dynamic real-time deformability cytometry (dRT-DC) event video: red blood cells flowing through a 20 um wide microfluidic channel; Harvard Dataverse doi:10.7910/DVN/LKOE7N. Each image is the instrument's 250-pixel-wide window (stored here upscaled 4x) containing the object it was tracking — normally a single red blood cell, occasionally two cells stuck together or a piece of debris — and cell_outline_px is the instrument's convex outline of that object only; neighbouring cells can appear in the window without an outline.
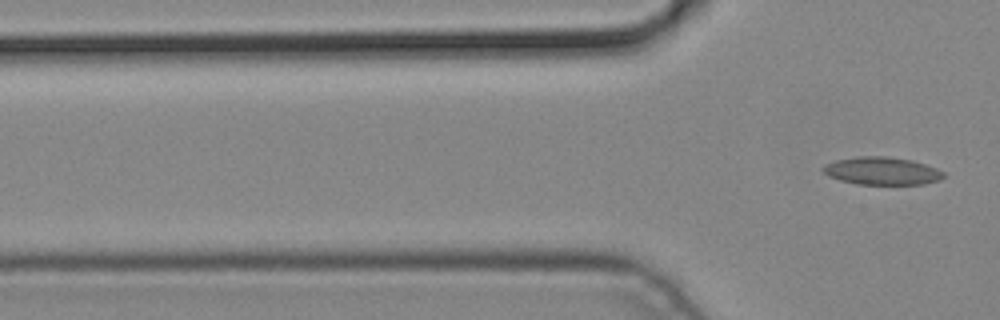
{"species": "common noctule bat (a hibernating species)", "species_latin": "Nyctalus noctula", "temperature_condition": "cold", "stored_images_in_passage": 3, "camera_frame_rate_fps": 3000, "um_per_image_px": 0.085, "animal": {"sex": "male", "body_mass_g": 19.2, "forearm_length_mm": 51.8}, "frame": {"image": 1, "passage_image": 3, "time_ms": 0.667, "image_size_px": [1000, 320], "cell_outline_px": [[944, 176], [940, 180], [924, 184], [856, 184], [840, 180], [828, 176], [820, 168], [824, 164], [836, 160], [860, 156], [888, 156], [912, 160], [936, 168], [944, 172]], "centroid_in_image_um": [74.94, 14.53], "position_along_channel_um": 50.9, "area_um2": 19.54}}